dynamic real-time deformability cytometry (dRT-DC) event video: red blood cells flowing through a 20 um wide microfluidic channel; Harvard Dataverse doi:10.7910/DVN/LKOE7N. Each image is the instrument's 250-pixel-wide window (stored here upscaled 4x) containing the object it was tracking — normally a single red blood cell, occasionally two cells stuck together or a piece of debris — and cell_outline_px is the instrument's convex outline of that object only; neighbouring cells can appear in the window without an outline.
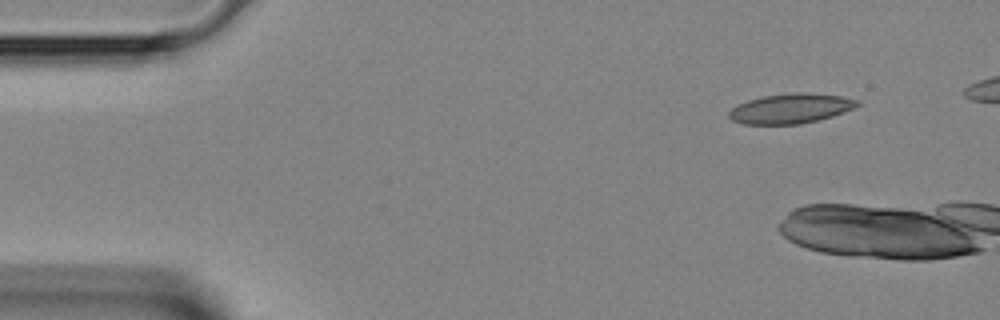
{"species": "Egyptian fruit bat (a non-hibernating species)", "species_latin": "Rousettus aegyptiacus", "temperature_condition": "room temperature", "stored_images_in_passage": 3, "camera_frame_rate_fps": 3000, "um_per_image_px": 0.085, "animal": {"sex": "female"}, "frame": {"image": 1, "passage_image": 1, "time_ms": 0.0, "image_size_px": [1000, 320], "cell_outline_px": [[860, 104], [844, 112], [832, 116], [800, 124], [744, 124], [732, 120], [728, 116], [728, 112], [736, 104], [760, 96], [792, 92], [808, 92], [840, 96], [860, 100]], "centroid_in_image_um": [67.18, 9.21], "position_along_channel_um": 17.8, "area_um2": 22.43}}